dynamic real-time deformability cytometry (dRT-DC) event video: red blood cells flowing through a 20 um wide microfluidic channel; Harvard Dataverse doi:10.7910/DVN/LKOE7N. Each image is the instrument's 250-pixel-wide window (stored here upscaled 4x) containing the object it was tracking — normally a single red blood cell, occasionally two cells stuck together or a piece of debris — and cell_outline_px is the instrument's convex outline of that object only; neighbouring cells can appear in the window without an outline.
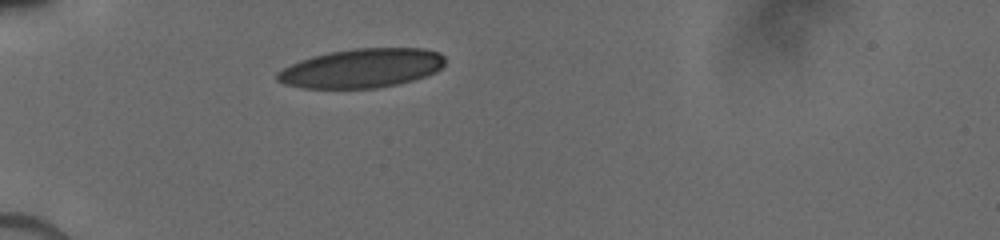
{"species": "human", "species_latin": "Homo sapiens", "temperature_condition": "cold", "stored_images_in_passage": 3, "camera_frame_rate_fps": 3000, "um_per_image_px": 0.085, "donor": {"sex": "male"}, "frame": {"image": 1, "passage_image": 1, "time_ms": 0.0, "image_size_px": [1000, 240], "cell_outline_px": [[444, 64], [436, 72], [412, 80], [396, 84], [376, 88], [300, 88], [284, 84], [276, 80], [276, 72], [300, 60], [312, 56], [328, 52], [356, 48], [424, 48], [440, 52], [444, 56]], "centroid_in_image_um": [30.73, 5.79], "position_along_channel_um": 54.3, "area_um2": 38.26}}
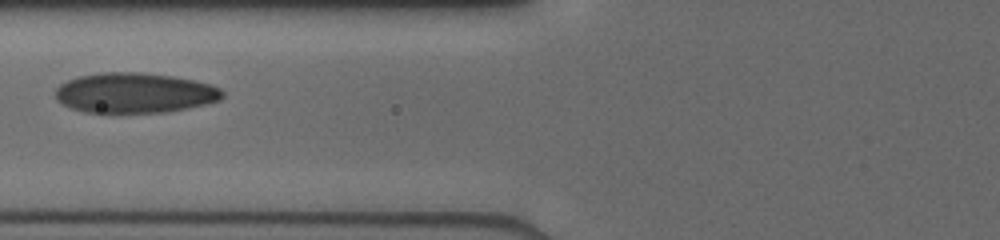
{"frame": {"image": 2, "passage_image": 3, "time_ms": 2.0, "image_size_px": [1000, 240], "cell_outline_px": [[224, 96], [220, 100], [188, 108], [164, 112], [84, 112], [60, 104], [56, 100], [56, 88], [60, 84], [76, 76], [100, 72], [136, 72], [172, 76], [196, 80], [212, 84], [220, 88], [224, 92]], "centroid_in_image_um": [11.44, 7.88], "position_along_channel_um": 114.4, "area_um2": 39.25}}